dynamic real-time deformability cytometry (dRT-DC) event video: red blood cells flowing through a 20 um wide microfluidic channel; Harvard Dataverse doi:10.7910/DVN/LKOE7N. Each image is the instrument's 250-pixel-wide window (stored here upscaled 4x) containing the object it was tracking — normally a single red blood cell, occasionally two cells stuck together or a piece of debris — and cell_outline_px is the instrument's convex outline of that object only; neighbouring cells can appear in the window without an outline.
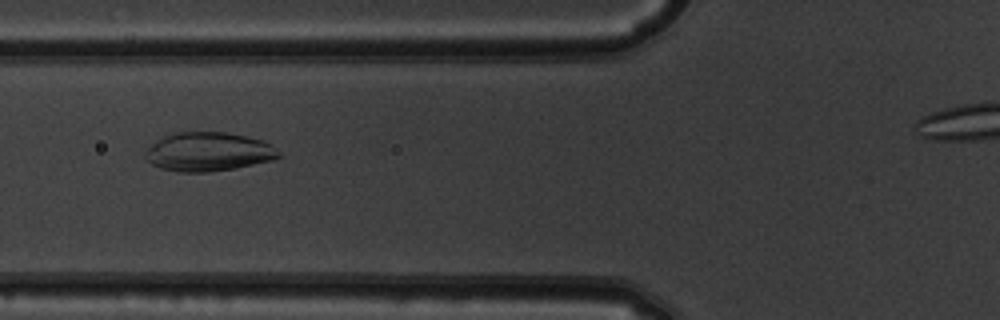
{"species": "common noctule bat (a hibernating species)", "species_latin": "Nyctalus noctula", "temperature_condition": "warm", "stored_images_in_passage": 42, "segment_of_instrument_passage": [1, 2], "camera_frame_rate_fps": 3000, "um_per_image_px": 0.085, "animal": {"sex": "male", "body_mass_g": 19.5, "forearm_length_mm": 54.6}, "frame": {"image": 1, "passage_image": 15, "time_ms": 4.667, "image_size_px": [1000, 320], "cell_outline_px": [[284, 156], [272, 160], [236, 168], [208, 172], [176, 172], [160, 168], [144, 160], [144, 152], [156, 140], [172, 132], [224, 132], [244, 136], [260, 140], [268, 144], [280, 152]], "centroid_in_image_um": [17.66, 12.91], "position_along_channel_um": 108.1, "area_um2": 30.35}}
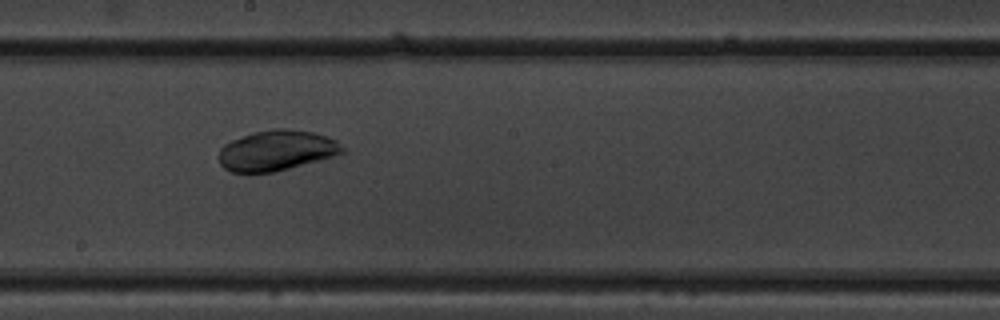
{"frame": {"image": 2, "passage_image": 24, "time_ms": 7.667, "image_size_px": [1000, 320], "cell_outline_px": [[344, 152], [320, 160], [276, 172], [232, 172], [224, 168], [220, 164], [220, 148], [224, 144], [232, 140], [256, 132], [276, 128], [284, 128], [312, 132], [336, 140], [344, 148]], "centroid_in_image_um": [23.51, 12.8], "position_along_channel_um": 224.7, "area_um2": 28.73}}
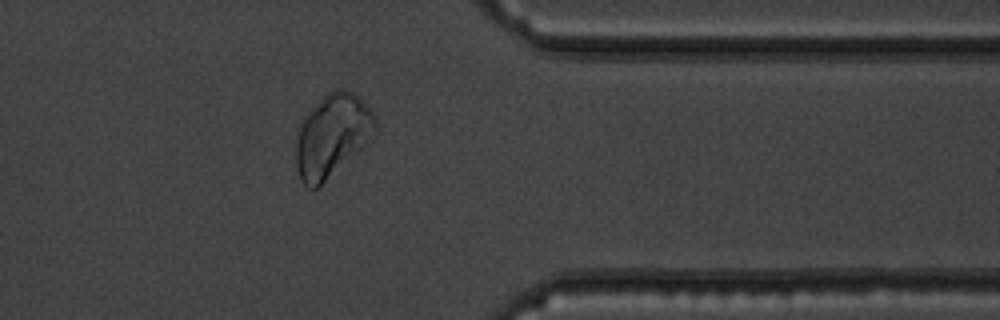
{"frame": {"image": 3, "passage_image": 37, "time_ms": 12.0, "image_size_px": [1000, 320], "cell_outline_px": [[376, 132], [372, 140], [364, 148], [316, 188], [308, 188], [300, 180], [296, 168], [296, 140], [300, 120], [328, 92], [336, 88], [344, 88], [360, 96], [372, 108], [376, 116]], "centroid_in_image_um": [28.27, 11.5], "position_along_channel_um": 383.1, "area_um2": 38.84}}